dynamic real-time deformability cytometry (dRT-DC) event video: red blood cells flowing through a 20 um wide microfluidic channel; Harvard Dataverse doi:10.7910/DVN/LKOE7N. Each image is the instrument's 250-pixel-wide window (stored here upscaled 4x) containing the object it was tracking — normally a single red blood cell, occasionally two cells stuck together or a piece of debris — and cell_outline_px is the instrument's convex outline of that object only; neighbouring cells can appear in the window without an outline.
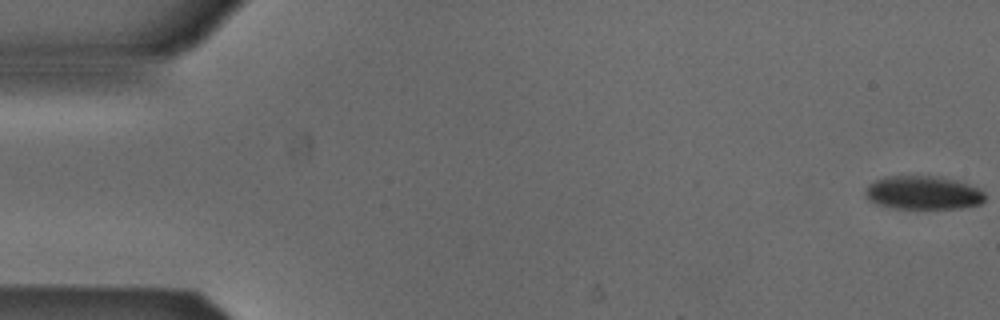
{"species": "Egyptian fruit bat (a non-hibernating species)", "species_latin": "Rousettus aegyptiacus", "temperature_condition": "cold", "stored_images_in_passage": 6, "segment_of_instrument_passage": [1, 2], "camera_frame_rate_fps": 3000, "um_per_image_px": 0.085, "animal": {"sex": "male"}, "frame": {"image": 1, "passage_image": 1, "time_ms": 0.0, "image_size_px": [1000, 320], "cell_outline_px": [[984, 200], [980, 204], [960, 208], [892, 208], [876, 204], [868, 200], [864, 192], [868, 184], [884, 176], [940, 176], [956, 180], [980, 188], [984, 192]], "centroid_in_image_um": [78.45, 16.37], "position_along_channel_um": 6.6, "area_um2": 23.52}}